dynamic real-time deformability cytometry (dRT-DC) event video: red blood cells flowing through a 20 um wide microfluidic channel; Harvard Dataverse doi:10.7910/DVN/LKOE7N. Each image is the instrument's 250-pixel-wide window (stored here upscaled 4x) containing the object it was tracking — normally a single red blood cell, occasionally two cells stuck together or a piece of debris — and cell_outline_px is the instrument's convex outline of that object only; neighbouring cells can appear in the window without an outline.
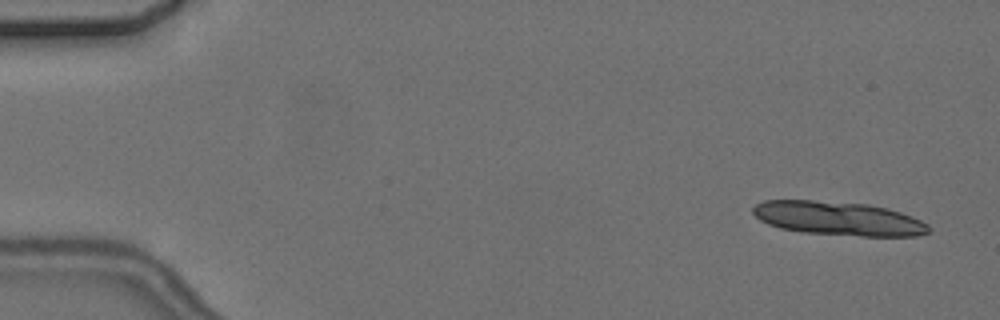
{"species": "common noctule bat (a hibernating species)", "species_latin": "Nyctalus noctula", "temperature_condition": "cold", "stored_images_in_passage": 5, "camera_frame_rate_fps": 3000, "um_per_image_px": 0.085, "animal": {"sex": "female", "body_mass_g": 24.6, "forearm_length_mm": 56.2}, "frame": {"image": 1, "passage_image": 1, "time_ms": 0.0, "image_size_px": [1000, 320], "cell_outline_px": [[932, 232], [916, 236], [860, 236], [804, 232], [780, 228], [768, 224], [760, 220], [752, 212], [752, 208], [756, 204], [764, 200], [812, 200], [868, 204], [888, 208], [912, 216], [928, 224]], "centroid_in_image_um": [71.28, 18.57], "position_along_channel_um": 13.7, "area_um2": 34.74}}